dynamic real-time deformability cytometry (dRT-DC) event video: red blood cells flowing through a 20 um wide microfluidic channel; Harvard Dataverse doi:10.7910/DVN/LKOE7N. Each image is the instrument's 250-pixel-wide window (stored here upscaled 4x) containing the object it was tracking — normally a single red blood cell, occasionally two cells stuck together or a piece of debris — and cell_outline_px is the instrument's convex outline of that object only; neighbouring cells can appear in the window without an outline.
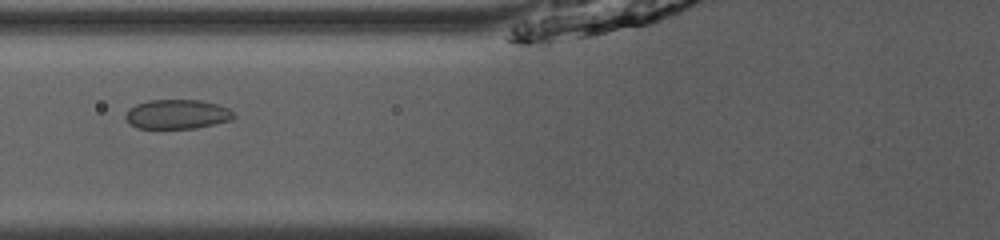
{"species": "common noctule bat (a hibernating species)", "species_latin": "Nyctalus noctula", "temperature_condition": "room temperature", "stored_images_in_passage": 53, "camera_frame_rate_fps": 3000, "um_per_image_px": 0.085, "animal": {"sex": "male", "body_mass_g": 13.0, "forearm_length_mm": 53.1}, "frame": {"image": 1, "passage_image": 23, "time_ms": 7.333, "image_size_px": [1000, 240], "cell_outline_px": [[236, 116], [232, 120], [196, 128], [136, 128], [124, 116], [136, 104], [148, 100], [200, 100], [216, 104], [228, 108]], "centroid_in_image_um": [15.09, 9.71], "position_along_channel_um": 110.7, "area_um2": 18.32}}
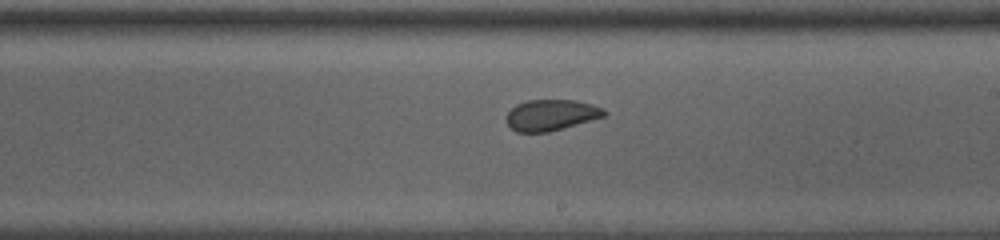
{"frame": {"image": 2, "passage_image": 33, "time_ms": 10.667, "image_size_px": [1000, 240], "cell_outline_px": [[608, 112], [604, 116], [548, 132], [516, 132], [508, 124], [508, 112], [516, 104], [528, 100], [576, 100], [592, 104], [604, 108]], "centroid_in_image_um": [46.86, 9.76], "position_along_channel_um": 242.1, "area_um2": 17.46}}
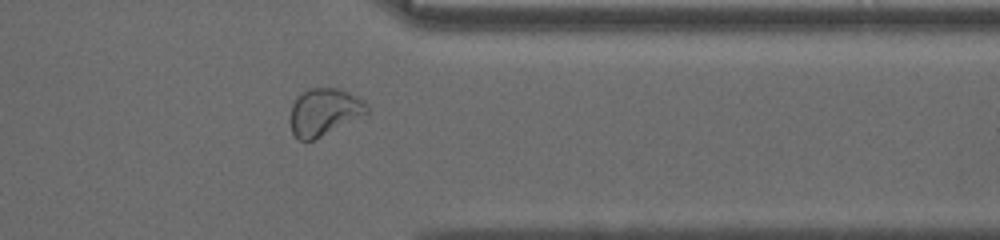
{"frame": {"image": 3, "passage_image": 44, "time_ms": 14.333, "image_size_px": [1000, 240], "cell_outline_px": [[368, 112], [312, 140], [300, 140], [292, 132], [288, 120], [292, 104], [296, 96], [300, 92], [308, 88], [336, 88], [348, 92], [356, 96], [368, 108]], "centroid_in_image_um": [27.45, 9.49], "position_along_channel_um": 383.9, "area_um2": 20.69}, "authors_computed_cell_mechanics": {"area_um2": 20.3456, "velocity_mm_per_s": 3.9348, "shape_relaxation_time_tau1_ms": null, "shape_relaxation_time_tau2_ms": 1.3791, "deformation_change_tau1": null, "deformation_change_tau2": 0.0416}}